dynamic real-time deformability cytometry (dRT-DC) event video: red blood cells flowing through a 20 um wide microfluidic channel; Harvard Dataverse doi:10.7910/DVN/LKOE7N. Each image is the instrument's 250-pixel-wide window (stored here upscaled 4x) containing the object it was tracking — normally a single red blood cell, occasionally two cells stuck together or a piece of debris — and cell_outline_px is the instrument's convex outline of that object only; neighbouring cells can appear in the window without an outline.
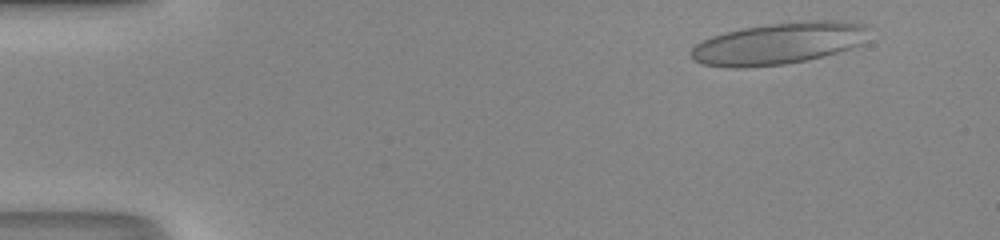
{"species": "human", "species_latin": "Homo sapiens", "temperature_condition": "room temperature", "stored_images_in_passage": 42, "camera_frame_rate_fps": 3000, "um_per_image_px": 0.085, "donor": {"sex": "male"}, "frame": {"image": 1, "passage_image": 4, "time_ms": 1.0, "image_size_px": [1000, 240], "cell_outline_px": [[864, 44], [824, 56], [784, 64], [740, 68], [736, 68], [700, 64], [692, 60], [692, 48], [696, 44], [712, 36], [724, 32], [744, 28], [768, 24], [812, 20], [840, 20], [864, 24]], "centroid_in_image_um": [66.16, 3.69], "position_along_channel_um": 18.8, "area_um2": 42.89}}
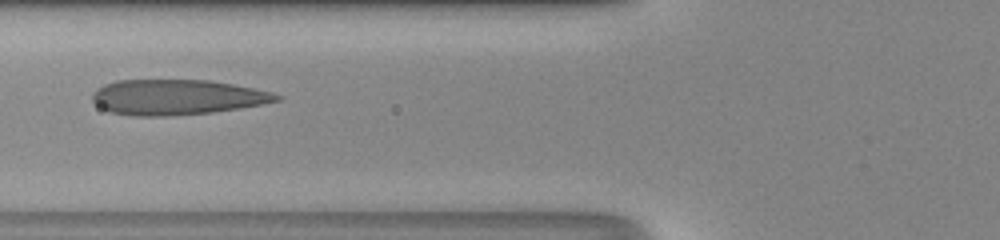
{"frame": {"image": 2, "passage_image": 19, "time_ms": 6.0, "image_size_px": [1000, 240], "cell_outline_px": [[280, 100], [240, 108], [212, 112], [164, 116], [136, 116], [108, 112], [100, 108], [92, 100], [92, 92], [96, 88], [104, 84], [116, 80], [208, 80], [232, 84], [272, 92], [280, 96]], "centroid_in_image_um": [14.96, 8.26], "position_along_channel_um": 110.8, "area_um2": 37.8}}
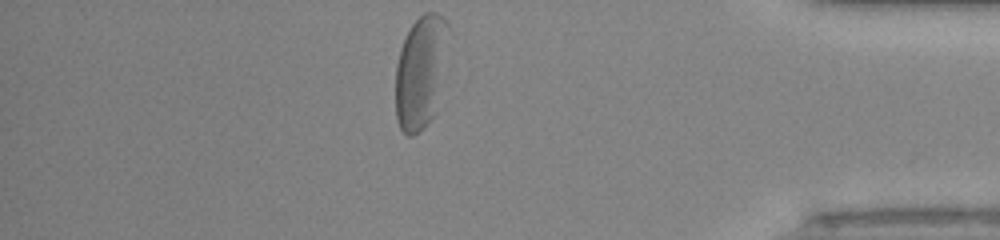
{"frame": {"image": 3, "passage_image": 42, "time_ms": 13.667, "image_size_px": [1000, 240], "cell_outline_px": [[448, 28], [432, 116], [412, 136], [408, 136], [400, 128], [396, 120], [396, 64], [400, 48], [412, 24], [424, 12], [436, 12], [448, 24]], "centroid_in_image_um": [35.66, 6.07], "position_along_channel_um": 399.5, "area_um2": 32.77}, "authors_computed_cell_mechanics": {"area_um2": 38.6393, "velocity_mm_per_s": 4.1907, "shape_relaxation_time_tau1_ms": 11.1061, "shape_relaxation_time_tau2_ms": 1.0062, "deformation_change_tau1": 0.3259, "deformation_change_tau2": 0.0906}}